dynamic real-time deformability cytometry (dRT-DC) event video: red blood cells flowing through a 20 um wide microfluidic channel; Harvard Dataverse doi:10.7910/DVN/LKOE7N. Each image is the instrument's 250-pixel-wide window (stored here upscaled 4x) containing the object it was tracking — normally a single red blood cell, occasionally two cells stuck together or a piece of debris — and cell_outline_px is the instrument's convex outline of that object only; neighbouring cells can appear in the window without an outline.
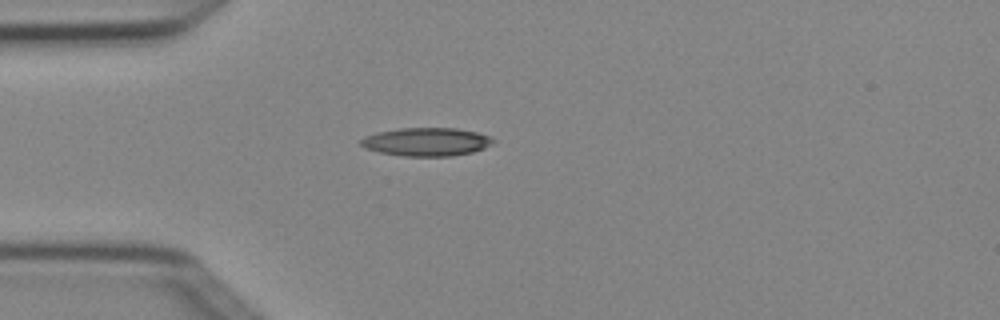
{"species": "Egyptian fruit bat (a non-hibernating species)", "species_latin": "Rousettus aegyptiacus", "temperature_condition": "cold", "stored_images_in_passage": 2, "camera_frame_rate_fps": 3000, "um_per_image_px": 0.085, "animal": {"sex": "female"}, "frame": {"image": 1, "passage_image": 1, "time_ms": 0.0, "image_size_px": [1000, 320], "cell_outline_px": [[496, 140], [492, 144], [484, 148], [472, 152], [452, 156], [404, 156], [380, 152], [364, 148], [360, 144], [360, 140], [364, 136], [376, 132], [400, 128], [456, 128], [476, 132], [492, 136]], "centroid_in_image_um": [36.26, 12.05], "position_along_channel_um": 48.7, "area_um2": 21.96}}